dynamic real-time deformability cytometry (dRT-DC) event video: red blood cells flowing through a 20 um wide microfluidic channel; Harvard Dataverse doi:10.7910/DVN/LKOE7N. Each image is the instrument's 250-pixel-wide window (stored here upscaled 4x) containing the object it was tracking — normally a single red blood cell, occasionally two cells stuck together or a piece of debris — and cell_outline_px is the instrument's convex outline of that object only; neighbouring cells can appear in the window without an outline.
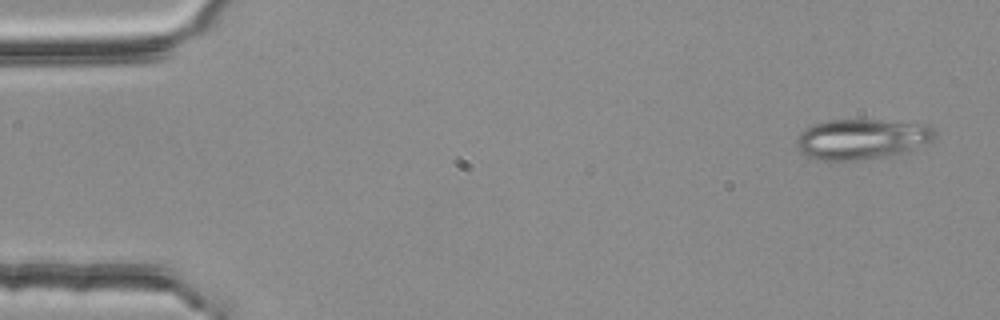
{"species": "common noctule bat (a hibernating species)", "species_latin": "Nyctalus noctula", "temperature_condition": "room temperature", "stored_images_in_passage": 3, "camera_frame_rate_fps": 3000, "um_per_image_px": 0.085, "animal": {"sex": "female", "body_mass_g": 25.1}, "frame": {"image": 1, "passage_image": 1, "time_ms": 0.0, "image_size_px": [1000, 320], "cell_outline_px": [[936, 136], [932, 140], [912, 152], [856, 160], [816, 160], [800, 152], [796, 144], [796, 136], [804, 128], [812, 124], [828, 120], [876, 120], [928, 124], [936, 132]], "centroid_in_image_um": [73.25, 11.82], "position_along_channel_um": 11.7, "area_um2": 32.89}}